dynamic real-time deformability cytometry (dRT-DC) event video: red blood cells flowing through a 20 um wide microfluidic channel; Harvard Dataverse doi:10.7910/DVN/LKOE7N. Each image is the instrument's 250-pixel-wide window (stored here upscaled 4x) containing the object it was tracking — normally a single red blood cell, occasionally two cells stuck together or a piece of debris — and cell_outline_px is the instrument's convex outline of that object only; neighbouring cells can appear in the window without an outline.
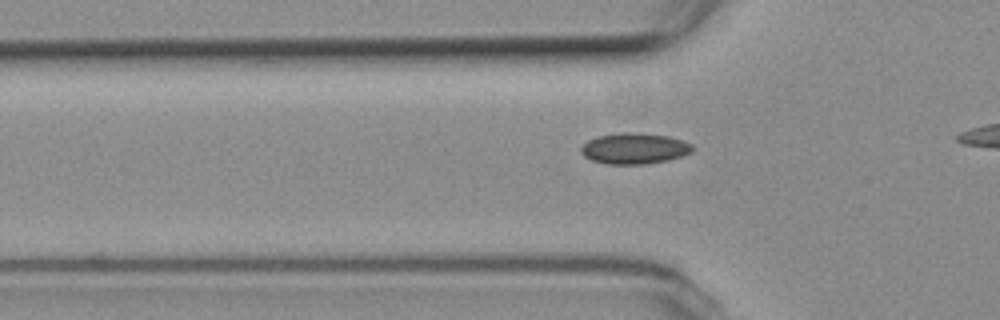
{"species": "common noctule bat (a hibernating species)", "species_latin": "Nyctalus noctula", "temperature_condition": "room temperature", "stored_images_in_passage": 26, "camera_frame_rate_fps": 3000, "um_per_image_px": 0.085, "animal": {"sex": "female", "body_mass_g": 19.3, "forearm_length_mm": 54.1}, "frame": {"image": 1, "passage_image": 10, "time_ms": 3.0, "image_size_px": [1000, 320], "cell_outline_px": [[692, 152], [668, 160], [644, 164], [608, 164], [592, 160], [584, 156], [580, 152], [580, 148], [588, 140], [600, 136], [620, 132], [640, 132], [668, 136], [692, 144]], "centroid_in_image_um": [53.9, 12.61], "position_along_channel_um": 71.9, "area_um2": 20.0}}
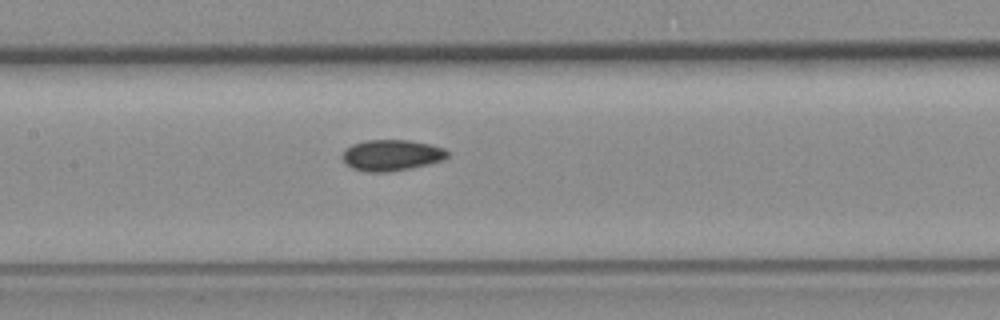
{"frame": {"image": 2, "passage_image": 18, "time_ms": 5.667, "image_size_px": [1000, 320], "cell_outline_px": [[448, 156], [444, 160], [428, 164], [388, 172], [368, 172], [352, 168], [344, 160], [344, 148], [352, 144], [368, 140], [408, 140], [432, 144], [444, 148], [448, 152]], "centroid_in_image_um": [33.31, 13.18], "position_along_channel_um": 174.1, "area_um2": 18.9}}
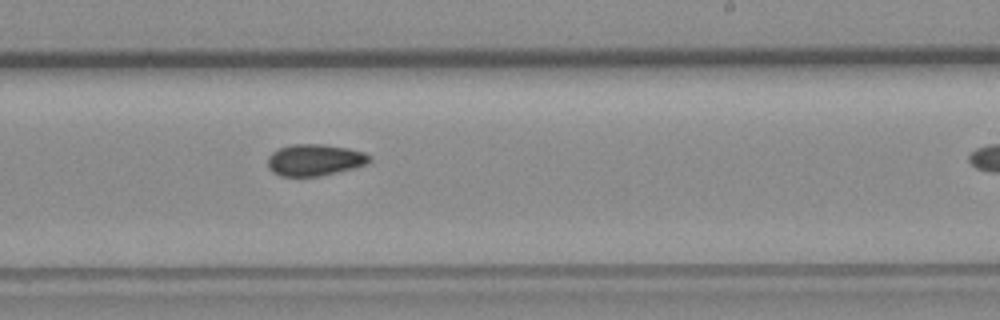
{"frame": {"image": 3, "passage_image": 25, "time_ms": 8.0, "image_size_px": [1000, 320], "cell_outline_px": [[372, 160], [368, 164], [320, 176], [280, 176], [272, 172], [268, 168], [268, 156], [272, 152], [280, 148], [292, 144], [324, 144], [348, 148], [364, 152], [372, 156]], "centroid_in_image_um": [26.76, 13.59], "position_along_channel_um": 262.2, "area_um2": 18.84}}